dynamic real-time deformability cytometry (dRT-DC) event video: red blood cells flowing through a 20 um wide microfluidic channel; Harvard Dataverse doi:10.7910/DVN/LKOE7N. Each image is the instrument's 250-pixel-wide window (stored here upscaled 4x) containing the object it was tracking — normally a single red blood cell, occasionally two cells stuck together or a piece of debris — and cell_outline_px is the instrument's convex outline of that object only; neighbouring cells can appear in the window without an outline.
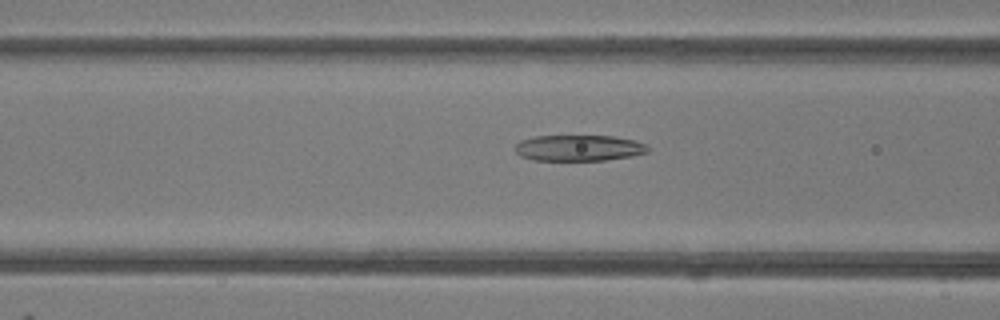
{"species": "common noctule bat (a hibernating species)", "species_latin": "Nyctalus noctula", "temperature_condition": "room temperature", "stored_images_in_passage": 23, "camera_frame_rate_fps": 3000, "um_per_image_px": 0.085, "animal": {"sex": "female"}, "frame": {"image": 1, "passage_image": 6, "time_ms": 1.667, "image_size_px": [1000, 320], "cell_outline_px": [[648, 152], [632, 156], [604, 160], [532, 160], [520, 156], [516, 152], [516, 144], [520, 140], [532, 136], [616, 136], [636, 140], [648, 144]], "centroid_in_image_um": [49.22, 12.57], "position_along_channel_um": 117.4, "area_um2": 20.29}}
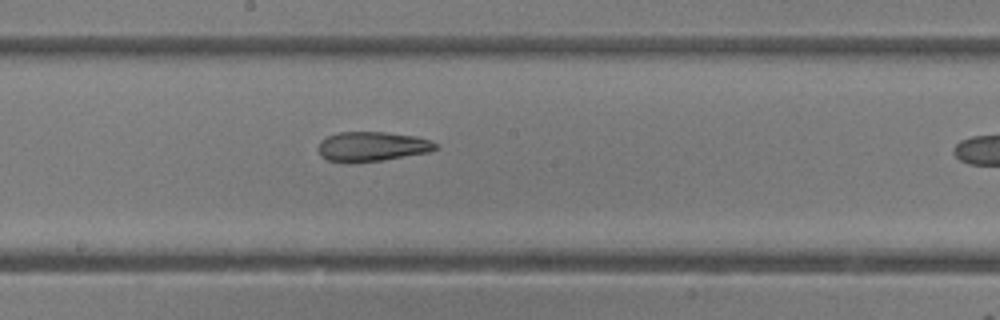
{"frame": {"image": 2, "passage_image": 13, "time_ms": 4.0, "image_size_px": [1000, 320], "cell_outline_px": [[436, 148], [428, 152], [384, 160], [352, 164], [328, 160], [320, 156], [316, 148], [320, 140], [328, 136], [340, 132], [384, 132], [416, 136], [432, 140], [436, 144]], "centroid_in_image_um": [31.56, 12.47], "position_along_channel_um": 216.6, "area_um2": 20.58}}
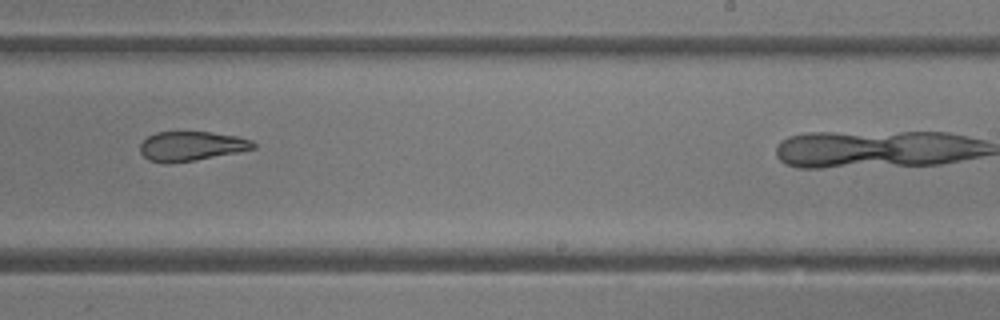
{"frame": {"image": 3, "passage_image": 17, "time_ms": 5.333, "image_size_px": [1000, 320], "cell_outline_px": [[256, 148], [196, 160], [168, 164], [164, 164], [148, 160], [140, 152], [140, 144], [148, 136], [156, 132], [212, 132], [240, 136], [252, 140], [256, 144]], "centroid_in_image_um": [16.26, 12.42], "position_along_channel_um": 272.7, "area_um2": 19.59}}